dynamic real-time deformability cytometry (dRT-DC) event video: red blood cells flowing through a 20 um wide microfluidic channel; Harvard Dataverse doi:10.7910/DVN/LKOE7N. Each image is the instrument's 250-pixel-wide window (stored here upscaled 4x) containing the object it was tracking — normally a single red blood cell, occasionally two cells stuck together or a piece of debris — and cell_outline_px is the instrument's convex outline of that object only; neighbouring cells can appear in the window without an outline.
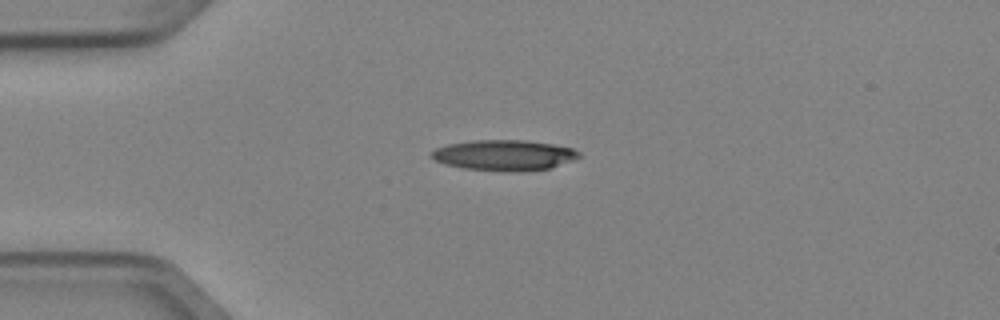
{"species": "Egyptian fruit bat (a non-hibernating species)", "species_latin": "Rousettus aegyptiacus", "temperature_condition": "cold", "stored_images_in_passage": 4, "camera_frame_rate_fps": 3000, "um_per_image_px": 0.085, "animal": {"sex": "female"}, "frame": {"image": 1, "passage_image": 2, "time_ms": 0.333, "image_size_px": [1000, 320], "cell_outline_px": [[580, 156], [572, 160], [548, 168], [464, 168], [444, 164], [428, 156], [436, 148], [448, 144], [472, 140], [528, 140], [552, 144], [572, 148], [580, 152]], "centroid_in_image_um": [42.8, 13.12], "position_along_channel_um": 42.2, "area_um2": 24.91}}
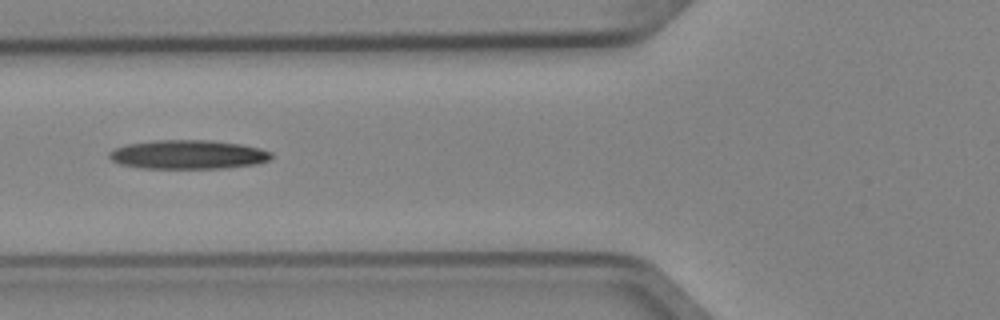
{"frame": {"image": 2, "passage_image": 4, "time_ms": 1.0, "image_size_px": [1000, 320], "cell_outline_px": [[272, 156], [268, 160], [256, 164], [224, 168], [140, 168], [120, 164], [112, 160], [108, 156], [108, 152], [116, 148], [128, 144], [156, 140], [212, 140], [240, 144], [260, 148], [272, 152]], "centroid_in_image_um": [15.99, 13.13], "position_along_channel_um": 109.8, "area_um2": 27.34}}